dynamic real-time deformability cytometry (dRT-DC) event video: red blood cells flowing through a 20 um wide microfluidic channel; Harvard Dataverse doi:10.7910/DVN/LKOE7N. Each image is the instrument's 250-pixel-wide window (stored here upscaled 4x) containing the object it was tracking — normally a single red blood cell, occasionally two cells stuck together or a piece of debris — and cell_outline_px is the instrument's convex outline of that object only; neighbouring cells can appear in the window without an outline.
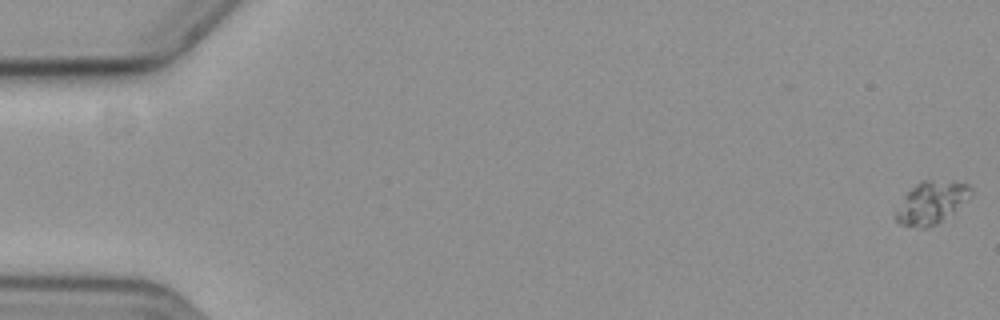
{"species": "common noctule bat (a hibernating species)", "species_latin": "Nyctalus noctula", "temperature_condition": "cold", "stored_images_in_passage": 14, "camera_frame_rate_fps": 3000, "um_per_image_px": 0.085, "animal": {"sex": "female", "body_mass_g": 19.3, "forearm_length_mm": 54.1}, "frame": {"image": 1, "passage_image": 1, "time_ms": 0.0, "image_size_px": [1000, 320], "cell_outline_px": [[972, 196], [952, 212], [936, 224], [924, 228], [920, 228], [900, 224], [896, 220], [896, 212], [908, 192], [912, 188], [924, 180], [952, 180], [968, 184], [972, 188]], "centroid_in_image_um": [79.22, 17.2], "position_along_channel_um": 5.8, "area_um2": 18.15}}